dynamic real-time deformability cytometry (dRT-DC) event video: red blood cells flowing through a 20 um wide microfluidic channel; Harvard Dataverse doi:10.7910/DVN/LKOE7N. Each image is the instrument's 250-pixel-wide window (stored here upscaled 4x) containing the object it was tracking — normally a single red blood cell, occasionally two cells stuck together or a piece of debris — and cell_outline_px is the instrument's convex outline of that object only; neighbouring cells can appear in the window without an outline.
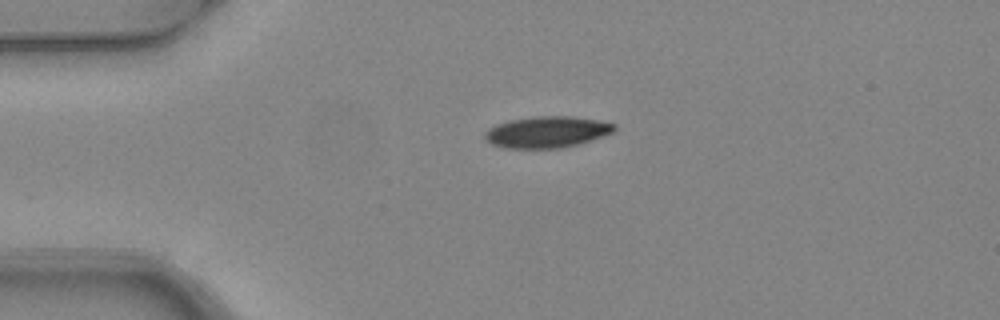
{"species": "common noctule bat (a hibernating species)", "species_latin": "Nyctalus noctula", "temperature_condition": "warm", "stored_images_in_passage": 2, "camera_frame_rate_fps": 3000, "um_per_image_px": 0.085, "animal": {"sex": "female", "body_mass_g": 24.6, "forearm_length_mm": 56.2}, "frame": {"image": 1, "passage_image": 1, "time_ms": 0.0, "image_size_px": [1000, 320], "cell_outline_px": [[616, 128], [612, 132], [564, 148], [504, 148], [492, 144], [484, 140], [484, 132], [488, 128], [496, 124], [508, 120], [536, 116], [572, 116], [596, 120], [616, 124]], "centroid_in_image_um": [46.41, 11.22], "position_along_channel_um": 38.6, "area_um2": 23.58}}